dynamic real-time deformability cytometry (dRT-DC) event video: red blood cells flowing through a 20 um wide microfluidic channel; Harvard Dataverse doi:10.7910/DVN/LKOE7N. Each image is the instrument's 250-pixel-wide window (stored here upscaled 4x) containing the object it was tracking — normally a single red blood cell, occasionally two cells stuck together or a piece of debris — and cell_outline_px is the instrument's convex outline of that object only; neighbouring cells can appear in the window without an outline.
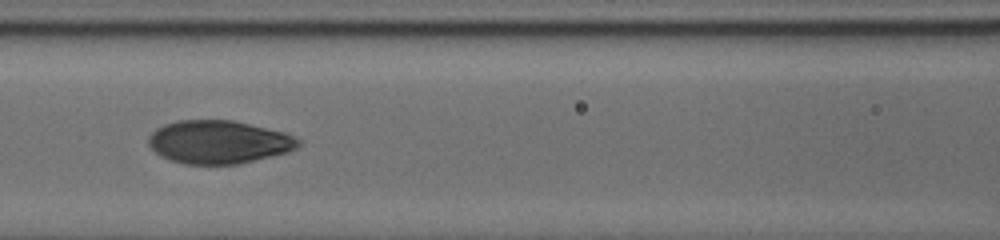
{"species": "human", "species_latin": "Homo sapiens", "temperature_condition": "cold", "stored_images_in_passage": 11, "camera_frame_rate_fps": 3000, "um_per_image_px": 0.085, "donor": {"sex": "male"}, "frame": {"image": 1, "passage_image": 10, "time_ms": 8.333, "image_size_px": [1000, 240], "cell_outline_px": [[304, 140], [296, 148], [288, 152], [240, 164], [184, 164], [160, 156], [148, 144], [148, 136], [156, 128], [164, 124], [176, 120], [232, 120], [284, 132]], "centroid_in_image_um": [18.6, 12.07], "position_along_channel_um": 148.0, "area_um2": 37.86}}